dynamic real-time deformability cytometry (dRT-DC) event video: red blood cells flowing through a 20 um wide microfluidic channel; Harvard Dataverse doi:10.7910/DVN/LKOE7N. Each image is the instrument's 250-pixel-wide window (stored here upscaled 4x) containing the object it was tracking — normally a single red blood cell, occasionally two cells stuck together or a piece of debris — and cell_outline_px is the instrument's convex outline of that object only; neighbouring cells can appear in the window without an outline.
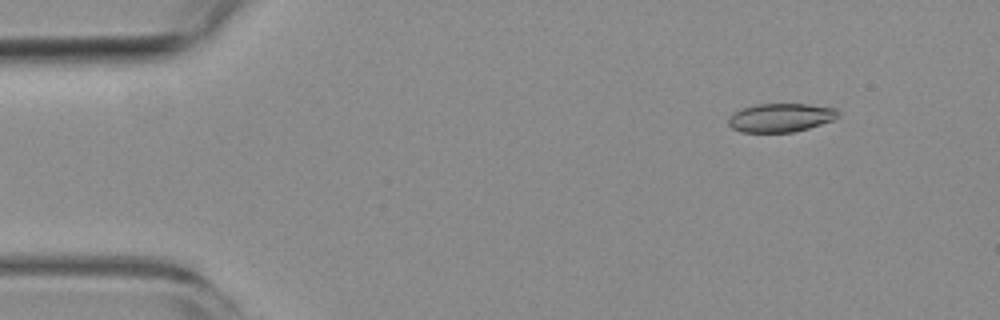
{"species": "common noctule bat (a hibernating species)", "species_latin": "Nyctalus noctula", "temperature_condition": "room temperature", "stored_images_in_passage": 4, "camera_frame_rate_fps": 3000, "um_per_image_px": 0.085, "animal": {"sex": "female", "body_mass_g": 19.3, "forearm_length_mm": 54.1}, "frame": {"image": 1, "passage_image": 2, "time_ms": 1.333, "image_size_px": [1000, 320], "cell_outline_px": [[840, 116], [832, 120], [808, 128], [792, 132], [740, 132], [732, 128], [728, 124], [728, 120], [732, 112], [756, 104], [808, 104], [836, 108], [840, 112]], "centroid_in_image_um": [66.35, 9.99], "position_along_channel_um": 18.6, "area_um2": 18.32}}